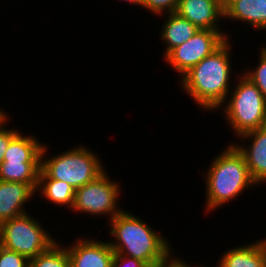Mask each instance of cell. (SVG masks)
Masks as SVG:
<instances>
[{
  "instance_id": "6da1fadb",
  "label": "cell",
  "mask_w": 266,
  "mask_h": 267,
  "mask_svg": "<svg viewBox=\"0 0 266 267\" xmlns=\"http://www.w3.org/2000/svg\"><path fill=\"white\" fill-rule=\"evenodd\" d=\"M231 39H227L217 50L193 66L180 77V87L191 100L204 111H215L224 105L234 84L231 73ZM232 84V86H231Z\"/></svg>"
},
{
  "instance_id": "7a4b0ae2",
  "label": "cell",
  "mask_w": 266,
  "mask_h": 267,
  "mask_svg": "<svg viewBox=\"0 0 266 267\" xmlns=\"http://www.w3.org/2000/svg\"><path fill=\"white\" fill-rule=\"evenodd\" d=\"M126 211L123 209L108 221L109 235L115 239L108 241L113 251L152 267L165 261L173 252L169 240L152 229L142 218Z\"/></svg>"
},
{
  "instance_id": "3957f363",
  "label": "cell",
  "mask_w": 266,
  "mask_h": 267,
  "mask_svg": "<svg viewBox=\"0 0 266 267\" xmlns=\"http://www.w3.org/2000/svg\"><path fill=\"white\" fill-rule=\"evenodd\" d=\"M228 145L215 156L205 172V213L208 214L257 185L249 174L243 155L232 143Z\"/></svg>"
},
{
  "instance_id": "277c9868",
  "label": "cell",
  "mask_w": 266,
  "mask_h": 267,
  "mask_svg": "<svg viewBox=\"0 0 266 267\" xmlns=\"http://www.w3.org/2000/svg\"><path fill=\"white\" fill-rule=\"evenodd\" d=\"M222 105L227 125L236 137L266 127V100L255 84L242 72ZM230 98V99H229ZM228 100V101H227Z\"/></svg>"
},
{
  "instance_id": "5b68a950",
  "label": "cell",
  "mask_w": 266,
  "mask_h": 267,
  "mask_svg": "<svg viewBox=\"0 0 266 267\" xmlns=\"http://www.w3.org/2000/svg\"><path fill=\"white\" fill-rule=\"evenodd\" d=\"M48 148L45 144L42 147L41 169L50 178L64 181L75 190L90 183L106 170L99 156L89 147H72L51 158L46 154Z\"/></svg>"
},
{
  "instance_id": "8992f818",
  "label": "cell",
  "mask_w": 266,
  "mask_h": 267,
  "mask_svg": "<svg viewBox=\"0 0 266 267\" xmlns=\"http://www.w3.org/2000/svg\"><path fill=\"white\" fill-rule=\"evenodd\" d=\"M30 215L25 213L0 225V245L29 260L46 251L57 240Z\"/></svg>"
},
{
  "instance_id": "52a82bcc",
  "label": "cell",
  "mask_w": 266,
  "mask_h": 267,
  "mask_svg": "<svg viewBox=\"0 0 266 267\" xmlns=\"http://www.w3.org/2000/svg\"><path fill=\"white\" fill-rule=\"evenodd\" d=\"M104 171L96 179L75 190L73 212L87 213L89 216L108 215L111 221L123 208H120L118 199L122 186L119 182L110 179Z\"/></svg>"
},
{
  "instance_id": "ba28073f",
  "label": "cell",
  "mask_w": 266,
  "mask_h": 267,
  "mask_svg": "<svg viewBox=\"0 0 266 267\" xmlns=\"http://www.w3.org/2000/svg\"><path fill=\"white\" fill-rule=\"evenodd\" d=\"M229 33L213 30H199L192 38L172 49L164 61L182 77L193 66L217 50L228 38Z\"/></svg>"
},
{
  "instance_id": "9c48e42d",
  "label": "cell",
  "mask_w": 266,
  "mask_h": 267,
  "mask_svg": "<svg viewBox=\"0 0 266 267\" xmlns=\"http://www.w3.org/2000/svg\"><path fill=\"white\" fill-rule=\"evenodd\" d=\"M96 240V241H95ZM79 238L65 248L70 267H112L114 251L108 241Z\"/></svg>"
},
{
  "instance_id": "30bf717a",
  "label": "cell",
  "mask_w": 266,
  "mask_h": 267,
  "mask_svg": "<svg viewBox=\"0 0 266 267\" xmlns=\"http://www.w3.org/2000/svg\"><path fill=\"white\" fill-rule=\"evenodd\" d=\"M176 13L199 30L222 31L223 29L219 23L224 18V11L218 0H178Z\"/></svg>"
},
{
  "instance_id": "8fae6325",
  "label": "cell",
  "mask_w": 266,
  "mask_h": 267,
  "mask_svg": "<svg viewBox=\"0 0 266 267\" xmlns=\"http://www.w3.org/2000/svg\"><path fill=\"white\" fill-rule=\"evenodd\" d=\"M238 138L244 142L247 139L251 141L248 146L231 143L243 155L252 180L259 186L266 182V127L249 131Z\"/></svg>"
},
{
  "instance_id": "7c38bea8",
  "label": "cell",
  "mask_w": 266,
  "mask_h": 267,
  "mask_svg": "<svg viewBox=\"0 0 266 267\" xmlns=\"http://www.w3.org/2000/svg\"><path fill=\"white\" fill-rule=\"evenodd\" d=\"M36 192L22 182L0 180V225L14 217L27 213V204Z\"/></svg>"
},
{
  "instance_id": "4fadbf2b",
  "label": "cell",
  "mask_w": 266,
  "mask_h": 267,
  "mask_svg": "<svg viewBox=\"0 0 266 267\" xmlns=\"http://www.w3.org/2000/svg\"><path fill=\"white\" fill-rule=\"evenodd\" d=\"M219 259L223 267H266V238L234 246Z\"/></svg>"
},
{
  "instance_id": "5bb4252c",
  "label": "cell",
  "mask_w": 266,
  "mask_h": 267,
  "mask_svg": "<svg viewBox=\"0 0 266 267\" xmlns=\"http://www.w3.org/2000/svg\"><path fill=\"white\" fill-rule=\"evenodd\" d=\"M224 18L266 31V0H236L224 11Z\"/></svg>"
},
{
  "instance_id": "9a60e30c",
  "label": "cell",
  "mask_w": 266,
  "mask_h": 267,
  "mask_svg": "<svg viewBox=\"0 0 266 267\" xmlns=\"http://www.w3.org/2000/svg\"><path fill=\"white\" fill-rule=\"evenodd\" d=\"M162 23L161 40L165 42L164 57L175 47L182 45L192 38L199 29L187 19L175 13H168Z\"/></svg>"
},
{
  "instance_id": "2e32d148",
  "label": "cell",
  "mask_w": 266,
  "mask_h": 267,
  "mask_svg": "<svg viewBox=\"0 0 266 267\" xmlns=\"http://www.w3.org/2000/svg\"><path fill=\"white\" fill-rule=\"evenodd\" d=\"M39 138L18 132L9 142L2 162H41L44 143Z\"/></svg>"
},
{
  "instance_id": "e0dca14e",
  "label": "cell",
  "mask_w": 266,
  "mask_h": 267,
  "mask_svg": "<svg viewBox=\"0 0 266 267\" xmlns=\"http://www.w3.org/2000/svg\"><path fill=\"white\" fill-rule=\"evenodd\" d=\"M54 205H62L71 210L74 202L75 189L64 181L50 178L42 169L39 173L36 193Z\"/></svg>"
},
{
  "instance_id": "ac0fdd59",
  "label": "cell",
  "mask_w": 266,
  "mask_h": 267,
  "mask_svg": "<svg viewBox=\"0 0 266 267\" xmlns=\"http://www.w3.org/2000/svg\"><path fill=\"white\" fill-rule=\"evenodd\" d=\"M40 170L41 162H1L0 180L22 182L36 192Z\"/></svg>"
},
{
  "instance_id": "d6986e66",
  "label": "cell",
  "mask_w": 266,
  "mask_h": 267,
  "mask_svg": "<svg viewBox=\"0 0 266 267\" xmlns=\"http://www.w3.org/2000/svg\"><path fill=\"white\" fill-rule=\"evenodd\" d=\"M59 240L46 251L30 260V267H70V260L65 246Z\"/></svg>"
},
{
  "instance_id": "ffe728a7",
  "label": "cell",
  "mask_w": 266,
  "mask_h": 267,
  "mask_svg": "<svg viewBox=\"0 0 266 267\" xmlns=\"http://www.w3.org/2000/svg\"><path fill=\"white\" fill-rule=\"evenodd\" d=\"M266 45H262L259 49V61L258 65L252 70L246 69L247 71L242 72L248 79H250L255 86L261 91L266 100Z\"/></svg>"
},
{
  "instance_id": "44dd1931",
  "label": "cell",
  "mask_w": 266,
  "mask_h": 267,
  "mask_svg": "<svg viewBox=\"0 0 266 267\" xmlns=\"http://www.w3.org/2000/svg\"><path fill=\"white\" fill-rule=\"evenodd\" d=\"M0 267H30V260L0 245Z\"/></svg>"
},
{
  "instance_id": "7402d4cb",
  "label": "cell",
  "mask_w": 266,
  "mask_h": 267,
  "mask_svg": "<svg viewBox=\"0 0 266 267\" xmlns=\"http://www.w3.org/2000/svg\"><path fill=\"white\" fill-rule=\"evenodd\" d=\"M178 6V0H143L142 9L146 8L153 15L163 16L162 13H175Z\"/></svg>"
},
{
  "instance_id": "603a6c76",
  "label": "cell",
  "mask_w": 266,
  "mask_h": 267,
  "mask_svg": "<svg viewBox=\"0 0 266 267\" xmlns=\"http://www.w3.org/2000/svg\"><path fill=\"white\" fill-rule=\"evenodd\" d=\"M9 116L0 124V164L3 161L4 153L8 148L10 140L20 131V129H7Z\"/></svg>"
},
{
  "instance_id": "cb8c5ba5",
  "label": "cell",
  "mask_w": 266,
  "mask_h": 267,
  "mask_svg": "<svg viewBox=\"0 0 266 267\" xmlns=\"http://www.w3.org/2000/svg\"><path fill=\"white\" fill-rule=\"evenodd\" d=\"M112 267H152L151 265L119 253H114Z\"/></svg>"
},
{
  "instance_id": "d4e9b609",
  "label": "cell",
  "mask_w": 266,
  "mask_h": 267,
  "mask_svg": "<svg viewBox=\"0 0 266 267\" xmlns=\"http://www.w3.org/2000/svg\"><path fill=\"white\" fill-rule=\"evenodd\" d=\"M174 256L172 253L165 261L156 264L154 267H192L193 265L188 264L183 259ZM196 267V266H193Z\"/></svg>"
},
{
  "instance_id": "484cf974",
  "label": "cell",
  "mask_w": 266,
  "mask_h": 267,
  "mask_svg": "<svg viewBox=\"0 0 266 267\" xmlns=\"http://www.w3.org/2000/svg\"><path fill=\"white\" fill-rule=\"evenodd\" d=\"M223 11H225L236 0H218Z\"/></svg>"
},
{
  "instance_id": "4316f807",
  "label": "cell",
  "mask_w": 266,
  "mask_h": 267,
  "mask_svg": "<svg viewBox=\"0 0 266 267\" xmlns=\"http://www.w3.org/2000/svg\"><path fill=\"white\" fill-rule=\"evenodd\" d=\"M4 109L0 108V124L10 115L7 112H4Z\"/></svg>"
},
{
  "instance_id": "83f0119b",
  "label": "cell",
  "mask_w": 266,
  "mask_h": 267,
  "mask_svg": "<svg viewBox=\"0 0 266 267\" xmlns=\"http://www.w3.org/2000/svg\"><path fill=\"white\" fill-rule=\"evenodd\" d=\"M123 1L131 3L132 5H135V6L138 5V6H141V7H142V2H143V0H123Z\"/></svg>"
},
{
  "instance_id": "f1b7e54d",
  "label": "cell",
  "mask_w": 266,
  "mask_h": 267,
  "mask_svg": "<svg viewBox=\"0 0 266 267\" xmlns=\"http://www.w3.org/2000/svg\"><path fill=\"white\" fill-rule=\"evenodd\" d=\"M218 264L216 265V267H223L219 262H217ZM204 267H206L205 265H203ZM203 266H201V265H196V267H203ZM208 267V266H207Z\"/></svg>"
}]
</instances>
